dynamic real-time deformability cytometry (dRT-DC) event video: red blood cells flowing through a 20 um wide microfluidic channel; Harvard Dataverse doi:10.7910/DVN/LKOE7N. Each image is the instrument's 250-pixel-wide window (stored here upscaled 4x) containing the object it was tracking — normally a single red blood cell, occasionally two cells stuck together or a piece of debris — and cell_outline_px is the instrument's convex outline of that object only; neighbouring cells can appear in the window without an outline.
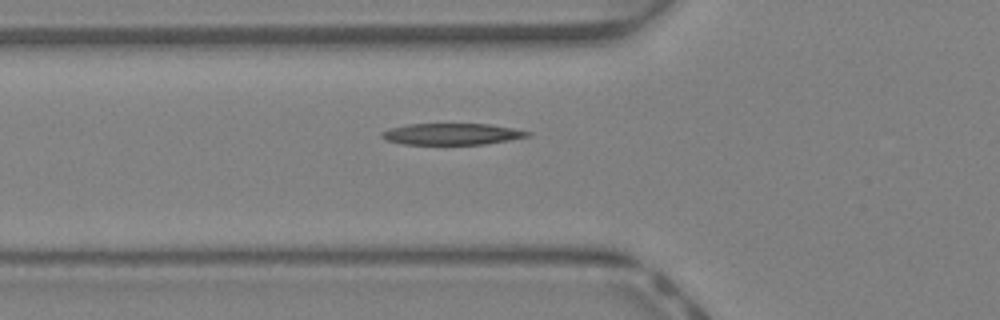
{"species": "Egyptian fruit bat (a non-hibernating species)", "species_latin": "Rousettus aegyptiacus", "temperature_condition": "warm", "stored_images_in_passage": 31, "segment_of_instrument_passage": [1, 2], "camera_frame_rate_fps": 3000, "um_per_image_px": 0.085, "animal": {"sex": "female"}, "frame": {"image": 1, "passage_image": 2, "time_ms": 0.333, "image_size_px": [1000, 320], "cell_outline_px": [[532, 132], [528, 136], [508, 140], [484, 144], [404, 144], [384, 140], [380, 136], [380, 132], [388, 128], [408, 124], [492, 124]], "centroid_in_image_um": [38.34, 11.39], "position_along_channel_um": 87.5, "area_um2": 18.21}}
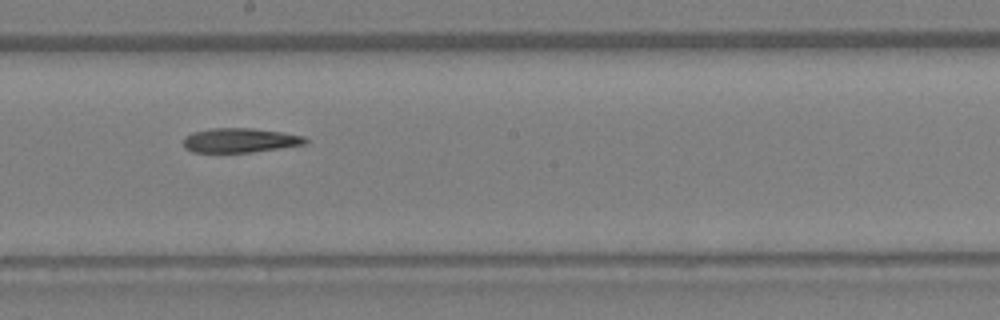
{"frame": {"image": 2, "passage_image": 11, "time_ms": 3.333, "image_size_px": [1000, 320], "cell_outline_px": [[308, 144], [252, 152], [192, 152], [184, 148], [184, 136], [192, 132], [212, 128], [252, 128], [280, 132], [304, 136], [308, 140]], "centroid_in_image_um": [20.39, 11.93], "position_along_channel_um": 227.8, "area_um2": 17.4}}
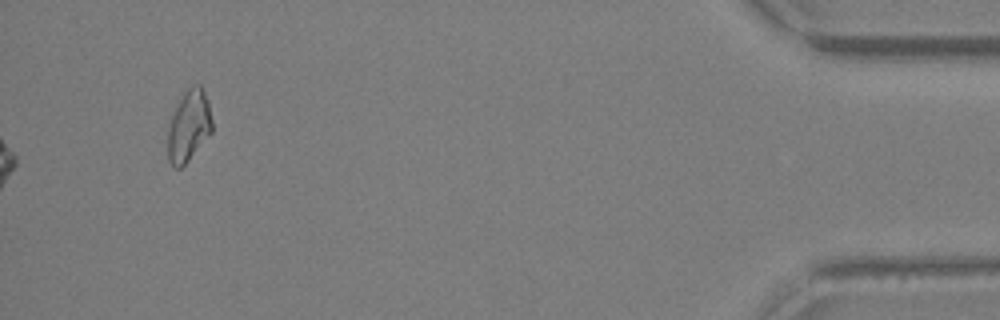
{"frame": {"image": 3, "passage_image": 28, "time_ms": 9.0, "image_size_px": [1000, 320], "cell_outline_px": [[212, 132], [188, 160], [180, 168], [172, 168], [168, 160], [168, 128], [172, 116], [184, 92], [188, 88], [196, 84], [200, 84], [204, 88], [208, 100], [212, 120]], "centroid_in_image_um": [16.06, 10.7], "position_along_channel_um": 419.1, "area_um2": 18.32}}